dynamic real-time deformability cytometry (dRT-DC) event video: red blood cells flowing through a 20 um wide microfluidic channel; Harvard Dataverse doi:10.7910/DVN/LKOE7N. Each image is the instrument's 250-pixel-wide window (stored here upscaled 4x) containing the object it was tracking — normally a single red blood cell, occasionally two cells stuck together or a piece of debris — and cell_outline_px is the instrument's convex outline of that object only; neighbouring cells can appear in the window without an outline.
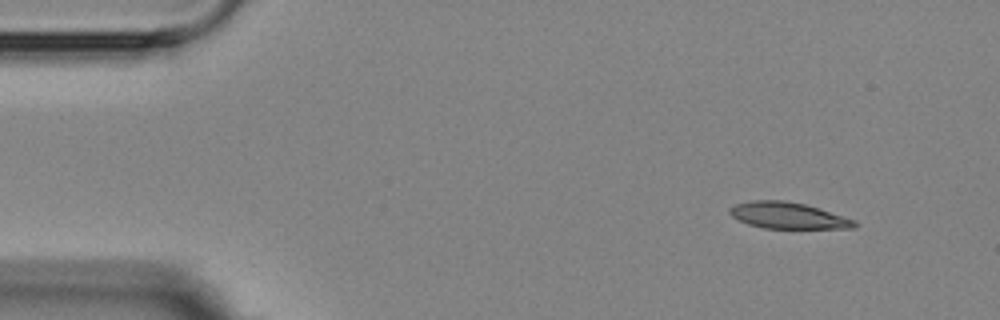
{"species": "Egyptian fruit bat (a non-hibernating species)", "species_latin": "Rousettus aegyptiacus", "temperature_condition": "room temperature", "stored_images_in_passage": 4, "camera_frame_rate_fps": 3000, "um_per_image_px": 0.085, "animal": {"sex": "female"}, "frame": {"image": 1, "passage_image": 1, "time_ms": 0.0, "image_size_px": [1000, 320], "cell_outline_px": [[856, 228], [764, 228], [748, 224], [732, 216], [728, 212], [728, 208], [736, 204], [752, 200], [784, 200], [804, 204], [820, 208], [856, 220]], "centroid_in_image_um": [66.98, 18.31], "position_along_channel_um": 18.0, "area_um2": 19.13}}
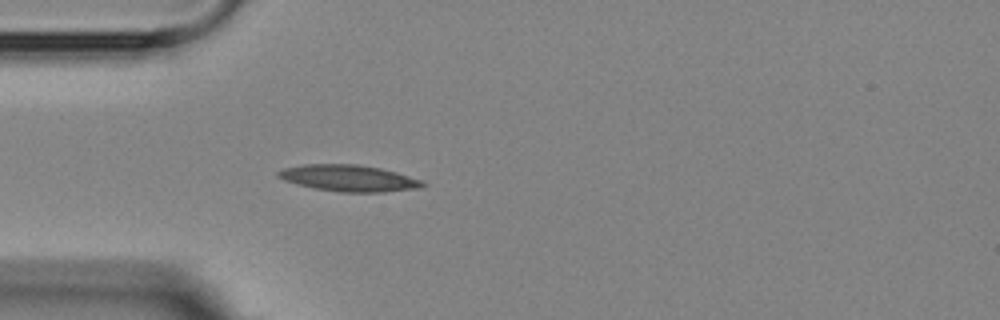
{"frame": {"image": 2, "passage_image": 4, "time_ms": 3.333, "image_size_px": [1000, 320], "cell_outline_px": [[428, 184], [424, 188], [384, 192], [340, 192], [316, 188], [284, 180], [276, 176], [276, 172], [284, 168], [304, 164], [356, 164], [380, 168], [396, 172], [420, 180]], "centroid_in_image_um": [29.68, 15.14], "position_along_channel_um": 55.3, "area_um2": 22.2}}